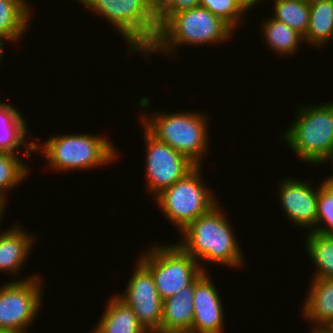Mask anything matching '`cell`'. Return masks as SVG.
<instances>
[{"mask_svg":"<svg viewBox=\"0 0 333 333\" xmlns=\"http://www.w3.org/2000/svg\"><path fill=\"white\" fill-rule=\"evenodd\" d=\"M223 211L218 203L180 232L183 240L177 244L199 263L203 271H206L205 263L236 269L245 263L241 247Z\"/></svg>","mask_w":333,"mask_h":333,"instance_id":"1","label":"cell"},{"mask_svg":"<svg viewBox=\"0 0 333 333\" xmlns=\"http://www.w3.org/2000/svg\"><path fill=\"white\" fill-rule=\"evenodd\" d=\"M233 32L226 22L208 9L193 7L173 14L159 28L155 42L143 56L149 58L151 52L173 56L177 52V46L182 45L224 44L233 36Z\"/></svg>","mask_w":333,"mask_h":333,"instance_id":"2","label":"cell"},{"mask_svg":"<svg viewBox=\"0 0 333 333\" xmlns=\"http://www.w3.org/2000/svg\"><path fill=\"white\" fill-rule=\"evenodd\" d=\"M140 113L141 125L157 140L185 155L196 166H203L209 151V118L197 112ZM208 129V130H207Z\"/></svg>","mask_w":333,"mask_h":333,"instance_id":"3","label":"cell"},{"mask_svg":"<svg viewBox=\"0 0 333 333\" xmlns=\"http://www.w3.org/2000/svg\"><path fill=\"white\" fill-rule=\"evenodd\" d=\"M74 1V0H73ZM106 19L127 41L130 53L144 55L156 40V0H76Z\"/></svg>","mask_w":333,"mask_h":333,"instance_id":"4","label":"cell"},{"mask_svg":"<svg viewBox=\"0 0 333 333\" xmlns=\"http://www.w3.org/2000/svg\"><path fill=\"white\" fill-rule=\"evenodd\" d=\"M304 106L280 139L306 164L323 165L333 155V101Z\"/></svg>","mask_w":333,"mask_h":333,"instance_id":"5","label":"cell"},{"mask_svg":"<svg viewBox=\"0 0 333 333\" xmlns=\"http://www.w3.org/2000/svg\"><path fill=\"white\" fill-rule=\"evenodd\" d=\"M35 151H40L48 161L49 169L58 173L105 166L118 159L119 154L111 140L89 133L54 135L40 146L38 142L34 143Z\"/></svg>","mask_w":333,"mask_h":333,"instance_id":"6","label":"cell"},{"mask_svg":"<svg viewBox=\"0 0 333 333\" xmlns=\"http://www.w3.org/2000/svg\"><path fill=\"white\" fill-rule=\"evenodd\" d=\"M201 169L202 166H195L183 178L153 198L167 220L173 226L176 225L179 232L218 204L210 187L204 184Z\"/></svg>","mask_w":333,"mask_h":333,"instance_id":"7","label":"cell"},{"mask_svg":"<svg viewBox=\"0 0 333 333\" xmlns=\"http://www.w3.org/2000/svg\"><path fill=\"white\" fill-rule=\"evenodd\" d=\"M138 259L150 270L162 300L190 286L203 272L199 263L178 244L150 246Z\"/></svg>","mask_w":333,"mask_h":333,"instance_id":"8","label":"cell"},{"mask_svg":"<svg viewBox=\"0 0 333 333\" xmlns=\"http://www.w3.org/2000/svg\"><path fill=\"white\" fill-rule=\"evenodd\" d=\"M42 275L5 282L0 287V331L27 333L42 308ZM40 308V309H39Z\"/></svg>","mask_w":333,"mask_h":333,"instance_id":"9","label":"cell"},{"mask_svg":"<svg viewBox=\"0 0 333 333\" xmlns=\"http://www.w3.org/2000/svg\"><path fill=\"white\" fill-rule=\"evenodd\" d=\"M145 177L148 193L156 197L183 178L196 165L168 144L157 140L143 126Z\"/></svg>","mask_w":333,"mask_h":333,"instance_id":"10","label":"cell"},{"mask_svg":"<svg viewBox=\"0 0 333 333\" xmlns=\"http://www.w3.org/2000/svg\"><path fill=\"white\" fill-rule=\"evenodd\" d=\"M133 270L125 292L121 295L117 293V297L133 309L148 333H160L163 300L158 294L153 276L140 260Z\"/></svg>","mask_w":333,"mask_h":333,"instance_id":"11","label":"cell"},{"mask_svg":"<svg viewBox=\"0 0 333 333\" xmlns=\"http://www.w3.org/2000/svg\"><path fill=\"white\" fill-rule=\"evenodd\" d=\"M279 200L285 216L293 225L315 231L317 222L318 186L309 180L301 181L286 176L278 184ZM311 228V229H310Z\"/></svg>","mask_w":333,"mask_h":333,"instance_id":"12","label":"cell"},{"mask_svg":"<svg viewBox=\"0 0 333 333\" xmlns=\"http://www.w3.org/2000/svg\"><path fill=\"white\" fill-rule=\"evenodd\" d=\"M207 271L194 281V314L191 333H224L222 299Z\"/></svg>","mask_w":333,"mask_h":333,"instance_id":"13","label":"cell"},{"mask_svg":"<svg viewBox=\"0 0 333 333\" xmlns=\"http://www.w3.org/2000/svg\"><path fill=\"white\" fill-rule=\"evenodd\" d=\"M23 227L15 224L5 231H0V272H6L13 277L24 269L22 267L25 266L36 241V235Z\"/></svg>","mask_w":333,"mask_h":333,"instance_id":"14","label":"cell"},{"mask_svg":"<svg viewBox=\"0 0 333 333\" xmlns=\"http://www.w3.org/2000/svg\"><path fill=\"white\" fill-rule=\"evenodd\" d=\"M302 303L304 320L313 324L311 331L333 325V278H312Z\"/></svg>","mask_w":333,"mask_h":333,"instance_id":"15","label":"cell"},{"mask_svg":"<svg viewBox=\"0 0 333 333\" xmlns=\"http://www.w3.org/2000/svg\"><path fill=\"white\" fill-rule=\"evenodd\" d=\"M18 110L10 103L0 102V151L21 154L20 147L24 145L26 150H24L23 156L30 159L31 153H34L35 142L32 140L34 137L27 134L28 124ZM29 139L32 142L27 141Z\"/></svg>","mask_w":333,"mask_h":333,"instance_id":"16","label":"cell"},{"mask_svg":"<svg viewBox=\"0 0 333 333\" xmlns=\"http://www.w3.org/2000/svg\"><path fill=\"white\" fill-rule=\"evenodd\" d=\"M193 302L194 282L163 300L160 333H191Z\"/></svg>","mask_w":333,"mask_h":333,"instance_id":"17","label":"cell"},{"mask_svg":"<svg viewBox=\"0 0 333 333\" xmlns=\"http://www.w3.org/2000/svg\"><path fill=\"white\" fill-rule=\"evenodd\" d=\"M30 5L27 0H0V39L16 43L23 38L33 16Z\"/></svg>","mask_w":333,"mask_h":333,"instance_id":"18","label":"cell"},{"mask_svg":"<svg viewBox=\"0 0 333 333\" xmlns=\"http://www.w3.org/2000/svg\"><path fill=\"white\" fill-rule=\"evenodd\" d=\"M100 317L94 327L99 333H148L138 321L133 309L117 295L110 297Z\"/></svg>","mask_w":333,"mask_h":333,"instance_id":"19","label":"cell"},{"mask_svg":"<svg viewBox=\"0 0 333 333\" xmlns=\"http://www.w3.org/2000/svg\"><path fill=\"white\" fill-rule=\"evenodd\" d=\"M309 47H323L333 40V0H314L310 3L307 32L303 37ZM330 42V43H329Z\"/></svg>","mask_w":333,"mask_h":333,"instance_id":"20","label":"cell"},{"mask_svg":"<svg viewBox=\"0 0 333 333\" xmlns=\"http://www.w3.org/2000/svg\"><path fill=\"white\" fill-rule=\"evenodd\" d=\"M261 26L265 45L267 44L268 49L278 55L291 56L297 52L300 44L304 43L300 33L272 17H267L264 22L261 21Z\"/></svg>","mask_w":333,"mask_h":333,"instance_id":"21","label":"cell"},{"mask_svg":"<svg viewBox=\"0 0 333 333\" xmlns=\"http://www.w3.org/2000/svg\"><path fill=\"white\" fill-rule=\"evenodd\" d=\"M306 234L305 250L316 267L312 278H333V235L315 231Z\"/></svg>","mask_w":333,"mask_h":333,"instance_id":"22","label":"cell"},{"mask_svg":"<svg viewBox=\"0 0 333 333\" xmlns=\"http://www.w3.org/2000/svg\"><path fill=\"white\" fill-rule=\"evenodd\" d=\"M272 18L283 22L303 37L309 24L310 3L297 0H273Z\"/></svg>","mask_w":333,"mask_h":333,"instance_id":"23","label":"cell"},{"mask_svg":"<svg viewBox=\"0 0 333 333\" xmlns=\"http://www.w3.org/2000/svg\"><path fill=\"white\" fill-rule=\"evenodd\" d=\"M14 152L0 151V196L7 200V191L15 187L29 176L30 168L21 160V156Z\"/></svg>","mask_w":333,"mask_h":333,"instance_id":"24","label":"cell"},{"mask_svg":"<svg viewBox=\"0 0 333 333\" xmlns=\"http://www.w3.org/2000/svg\"><path fill=\"white\" fill-rule=\"evenodd\" d=\"M200 6L221 18L234 31L244 22L243 17L248 11L239 0H200Z\"/></svg>","mask_w":333,"mask_h":333,"instance_id":"25","label":"cell"},{"mask_svg":"<svg viewBox=\"0 0 333 333\" xmlns=\"http://www.w3.org/2000/svg\"><path fill=\"white\" fill-rule=\"evenodd\" d=\"M315 232L323 235H333V186L325 179L318 186Z\"/></svg>","mask_w":333,"mask_h":333,"instance_id":"26","label":"cell"},{"mask_svg":"<svg viewBox=\"0 0 333 333\" xmlns=\"http://www.w3.org/2000/svg\"><path fill=\"white\" fill-rule=\"evenodd\" d=\"M200 6V0H156L159 28L175 13Z\"/></svg>","mask_w":333,"mask_h":333,"instance_id":"27","label":"cell"},{"mask_svg":"<svg viewBox=\"0 0 333 333\" xmlns=\"http://www.w3.org/2000/svg\"><path fill=\"white\" fill-rule=\"evenodd\" d=\"M239 1L245 6L247 10L252 9L256 4L262 2L261 0H239Z\"/></svg>","mask_w":333,"mask_h":333,"instance_id":"28","label":"cell"},{"mask_svg":"<svg viewBox=\"0 0 333 333\" xmlns=\"http://www.w3.org/2000/svg\"><path fill=\"white\" fill-rule=\"evenodd\" d=\"M6 204H8L7 201L0 196V223H1V220H3L2 219L3 215H5L4 213H5V210L7 207Z\"/></svg>","mask_w":333,"mask_h":333,"instance_id":"29","label":"cell"},{"mask_svg":"<svg viewBox=\"0 0 333 333\" xmlns=\"http://www.w3.org/2000/svg\"><path fill=\"white\" fill-rule=\"evenodd\" d=\"M328 161H330L331 162V164L330 165H332V169H333V155H332V157L328 160ZM333 174V173H332ZM330 175L329 177H327L325 180L330 184V185H332L333 186V175Z\"/></svg>","mask_w":333,"mask_h":333,"instance_id":"30","label":"cell"},{"mask_svg":"<svg viewBox=\"0 0 333 333\" xmlns=\"http://www.w3.org/2000/svg\"><path fill=\"white\" fill-rule=\"evenodd\" d=\"M321 333H333V325L326 326L320 330Z\"/></svg>","mask_w":333,"mask_h":333,"instance_id":"31","label":"cell"},{"mask_svg":"<svg viewBox=\"0 0 333 333\" xmlns=\"http://www.w3.org/2000/svg\"><path fill=\"white\" fill-rule=\"evenodd\" d=\"M4 45H5V42L2 39H0V60L3 59L2 58L3 57V53H4L3 50H5V49H3Z\"/></svg>","mask_w":333,"mask_h":333,"instance_id":"32","label":"cell"},{"mask_svg":"<svg viewBox=\"0 0 333 333\" xmlns=\"http://www.w3.org/2000/svg\"><path fill=\"white\" fill-rule=\"evenodd\" d=\"M297 1H302V2H307V3H312L314 0H297Z\"/></svg>","mask_w":333,"mask_h":333,"instance_id":"33","label":"cell"},{"mask_svg":"<svg viewBox=\"0 0 333 333\" xmlns=\"http://www.w3.org/2000/svg\"><path fill=\"white\" fill-rule=\"evenodd\" d=\"M308 333H321L320 331H309Z\"/></svg>","mask_w":333,"mask_h":333,"instance_id":"34","label":"cell"},{"mask_svg":"<svg viewBox=\"0 0 333 333\" xmlns=\"http://www.w3.org/2000/svg\"><path fill=\"white\" fill-rule=\"evenodd\" d=\"M89 333H99L98 331H96L95 329H93V331L91 330V332Z\"/></svg>","mask_w":333,"mask_h":333,"instance_id":"35","label":"cell"}]
</instances>
